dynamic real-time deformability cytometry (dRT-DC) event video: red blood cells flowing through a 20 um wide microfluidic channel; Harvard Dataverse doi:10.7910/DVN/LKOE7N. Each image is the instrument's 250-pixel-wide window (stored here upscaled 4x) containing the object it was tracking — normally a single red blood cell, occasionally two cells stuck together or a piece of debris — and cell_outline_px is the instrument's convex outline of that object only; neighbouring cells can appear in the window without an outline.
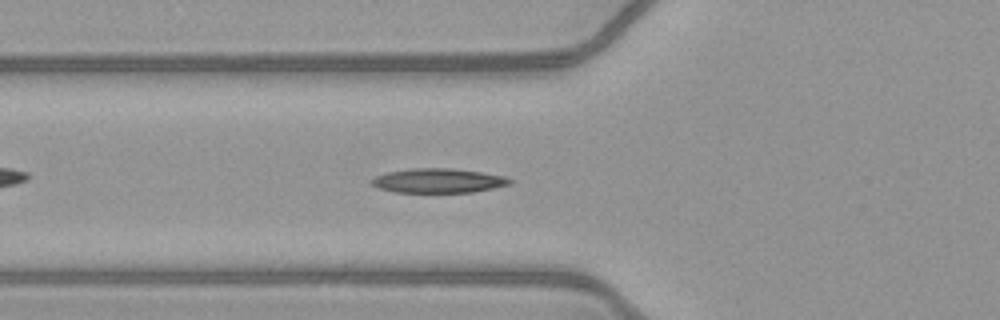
{"species": "common noctule bat (a hibernating species)", "species_latin": "Nyctalus noctula", "temperature_condition": "warm", "stored_images_in_passage": 39, "camera_frame_rate_fps": 3000, "um_per_image_px": 0.085, "animal": {"sex": "female", "body_mass_g": 21.9}, "frame": {"image": 1, "passage_image": 6, "time_ms": 1.667, "image_size_px": [1000, 320], "cell_outline_px": [[512, 184], [472, 192], [396, 192], [380, 188], [372, 184], [368, 180], [376, 176], [388, 172], [408, 168], [452, 168], [480, 172], [504, 176], [512, 180]], "centroid_in_image_um": [37.24, 15.35], "position_along_channel_um": 88.6, "area_um2": 19.54}}
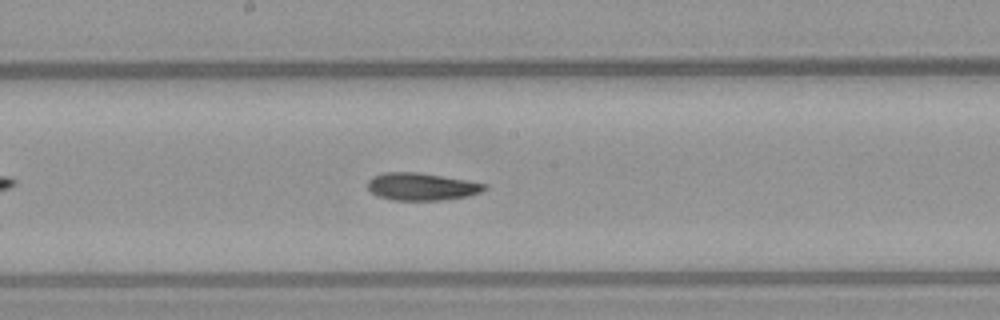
{"frame": {"image": 2, "passage_image": 15, "time_ms": 4.667, "image_size_px": [1000, 320], "cell_outline_px": [[488, 188], [480, 192], [468, 196], [440, 200], [392, 200], [376, 196], [368, 188], [368, 180], [372, 176], [384, 172], [416, 172], [488, 184]], "centroid_in_image_um": [35.81, 15.86], "position_along_channel_um": 212.4, "area_um2": 18.61}}
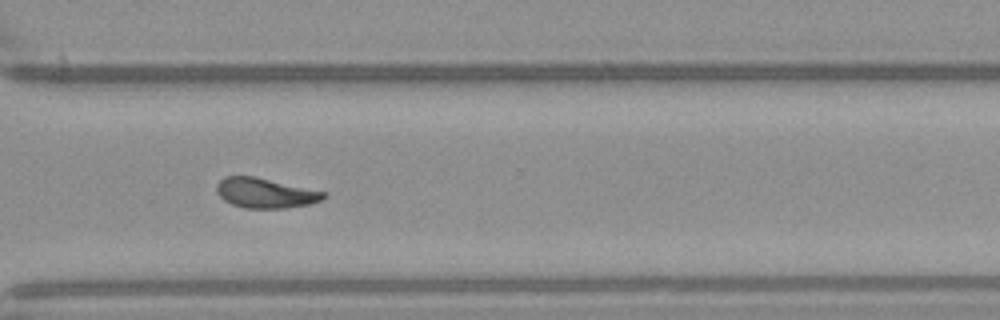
{"frame": {"image": 3, "passage_image": 25, "time_ms": 8.0, "image_size_px": [1000, 320], "cell_outline_px": [[328, 196], [320, 200], [308, 204], [284, 208], [244, 208], [232, 204], [224, 200], [216, 192], [216, 184], [224, 176], [256, 176], [328, 192]], "centroid_in_image_um": [22.56, 16.39], "position_along_channel_um": 348.0, "area_um2": 18.84}, "authors_computed_cell_mechanics": {"area_um2": 18.6116, "velocity_mm_per_s": 4.0878, "shape_relaxation_time_tau1_ms": 8.7444, "shape_relaxation_time_tau2_ms": 2.9739, "deformation_change_tau1": 0.231, "deformation_change_tau2": 0.0895}}